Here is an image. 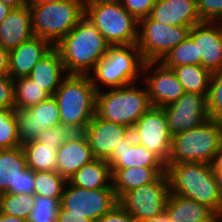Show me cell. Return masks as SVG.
Returning a JSON list of instances; mask_svg holds the SVG:
<instances>
[{"label":"cell","mask_w":222,"mask_h":222,"mask_svg":"<svg viewBox=\"0 0 222 222\" xmlns=\"http://www.w3.org/2000/svg\"><path fill=\"white\" fill-rule=\"evenodd\" d=\"M73 133L71 128L60 124L43 130L35 141L52 146L57 150Z\"/></svg>","instance_id":"8d00e7d4"},{"label":"cell","mask_w":222,"mask_h":222,"mask_svg":"<svg viewBox=\"0 0 222 222\" xmlns=\"http://www.w3.org/2000/svg\"><path fill=\"white\" fill-rule=\"evenodd\" d=\"M132 131L131 128L99 118L96 114L84 129L95 159L107 160L120 140Z\"/></svg>","instance_id":"ac0fdd59"},{"label":"cell","mask_w":222,"mask_h":222,"mask_svg":"<svg viewBox=\"0 0 222 222\" xmlns=\"http://www.w3.org/2000/svg\"><path fill=\"white\" fill-rule=\"evenodd\" d=\"M52 48L53 46L48 41L33 36L12 49L9 51V76L13 80L28 76L37 62Z\"/></svg>","instance_id":"7402d4cb"},{"label":"cell","mask_w":222,"mask_h":222,"mask_svg":"<svg viewBox=\"0 0 222 222\" xmlns=\"http://www.w3.org/2000/svg\"><path fill=\"white\" fill-rule=\"evenodd\" d=\"M0 222H27V220L0 212Z\"/></svg>","instance_id":"c3c4849f"},{"label":"cell","mask_w":222,"mask_h":222,"mask_svg":"<svg viewBox=\"0 0 222 222\" xmlns=\"http://www.w3.org/2000/svg\"><path fill=\"white\" fill-rule=\"evenodd\" d=\"M165 211L172 222H222L208 206L177 194H169Z\"/></svg>","instance_id":"cb8c5ba5"},{"label":"cell","mask_w":222,"mask_h":222,"mask_svg":"<svg viewBox=\"0 0 222 222\" xmlns=\"http://www.w3.org/2000/svg\"><path fill=\"white\" fill-rule=\"evenodd\" d=\"M119 2L139 21L150 15L156 0H119Z\"/></svg>","instance_id":"74e56055"},{"label":"cell","mask_w":222,"mask_h":222,"mask_svg":"<svg viewBox=\"0 0 222 222\" xmlns=\"http://www.w3.org/2000/svg\"><path fill=\"white\" fill-rule=\"evenodd\" d=\"M214 172H222V146L216 153L215 158L212 162Z\"/></svg>","instance_id":"ee69618b"},{"label":"cell","mask_w":222,"mask_h":222,"mask_svg":"<svg viewBox=\"0 0 222 222\" xmlns=\"http://www.w3.org/2000/svg\"><path fill=\"white\" fill-rule=\"evenodd\" d=\"M96 222H137V221L119 204H117L109 212H106Z\"/></svg>","instance_id":"60d3db41"},{"label":"cell","mask_w":222,"mask_h":222,"mask_svg":"<svg viewBox=\"0 0 222 222\" xmlns=\"http://www.w3.org/2000/svg\"><path fill=\"white\" fill-rule=\"evenodd\" d=\"M21 144L34 141L47 128L60 125V110L54 96L29 108L15 110Z\"/></svg>","instance_id":"2e32d148"},{"label":"cell","mask_w":222,"mask_h":222,"mask_svg":"<svg viewBox=\"0 0 222 222\" xmlns=\"http://www.w3.org/2000/svg\"><path fill=\"white\" fill-rule=\"evenodd\" d=\"M66 183L67 180L57 171H35V195L62 200Z\"/></svg>","instance_id":"4dcf8cb0"},{"label":"cell","mask_w":222,"mask_h":222,"mask_svg":"<svg viewBox=\"0 0 222 222\" xmlns=\"http://www.w3.org/2000/svg\"><path fill=\"white\" fill-rule=\"evenodd\" d=\"M67 75L60 54L53 47L37 62L28 77L50 96H53Z\"/></svg>","instance_id":"d4e9b609"},{"label":"cell","mask_w":222,"mask_h":222,"mask_svg":"<svg viewBox=\"0 0 222 222\" xmlns=\"http://www.w3.org/2000/svg\"><path fill=\"white\" fill-rule=\"evenodd\" d=\"M144 64L137 44L109 45L104 57L92 70L94 74L89 76L97 92L103 90L102 85L109 89L125 87L139 79Z\"/></svg>","instance_id":"277c9868"},{"label":"cell","mask_w":222,"mask_h":222,"mask_svg":"<svg viewBox=\"0 0 222 222\" xmlns=\"http://www.w3.org/2000/svg\"><path fill=\"white\" fill-rule=\"evenodd\" d=\"M117 204L118 199L113 188L84 189L73 186L68 181L61 200V206L68 210L69 214L85 215L94 221Z\"/></svg>","instance_id":"8fae6325"},{"label":"cell","mask_w":222,"mask_h":222,"mask_svg":"<svg viewBox=\"0 0 222 222\" xmlns=\"http://www.w3.org/2000/svg\"><path fill=\"white\" fill-rule=\"evenodd\" d=\"M109 44L85 16L54 47L67 74L89 75L104 57Z\"/></svg>","instance_id":"6da1fadb"},{"label":"cell","mask_w":222,"mask_h":222,"mask_svg":"<svg viewBox=\"0 0 222 222\" xmlns=\"http://www.w3.org/2000/svg\"><path fill=\"white\" fill-rule=\"evenodd\" d=\"M163 110L172 135L198 127L210 119L207 97L195 93L185 92Z\"/></svg>","instance_id":"5bb4252c"},{"label":"cell","mask_w":222,"mask_h":222,"mask_svg":"<svg viewBox=\"0 0 222 222\" xmlns=\"http://www.w3.org/2000/svg\"><path fill=\"white\" fill-rule=\"evenodd\" d=\"M61 200L34 195V205L27 222H55Z\"/></svg>","instance_id":"e575fe53"},{"label":"cell","mask_w":222,"mask_h":222,"mask_svg":"<svg viewBox=\"0 0 222 222\" xmlns=\"http://www.w3.org/2000/svg\"><path fill=\"white\" fill-rule=\"evenodd\" d=\"M112 187L117 199L139 186L155 182L166 173V167H128L111 169Z\"/></svg>","instance_id":"484cf974"},{"label":"cell","mask_w":222,"mask_h":222,"mask_svg":"<svg viewBox=\"0 0 222 222\" xmlns=\"http://www.w3.org/2000/svg\"><path fill=\"white\" fill-rule=\"evenodd\" d=\"M174 70L184 92L204 95L208 98L212 73L201 65L169 67Z\"/></svg>","instance_id":"83f0119b"},{"label":"cell","mask_w":222,"mask_h":222,"mask_svg":"<svg viewBox=\"0 0 222 222\" xmlns=\"http://www.w3.org/2000/svg\"><path fill=\"white\" fill-rule=\"evenodd\" d=\"M190 26H171L149 16L139 20L138 40L145 62L161 61L174 47L189 37ZM141 30V31H140Z\"/></svg>","instance_id":"9c48e42d"},{"label":"cell","mask_w":222,"mask_h":222,"mask_svg":"<svg viewBox=\"0 0 222 222\" xmlns=\"http://www.w3.org/2000/svg\"><path fill=\"white\" fill-rule=\"evenodd\" d=\"M34 205V195L27 193L0 194V212L27 220Z\"/></svg>","instance_id":"1f68e13d"},{"label":"cell","mask_w":222,"mask_h":222,"mask_svg":"<svg viewBox=\"0 0 222 222\" xmlns=\"http://www.w3.org/2000/svg\"><path fill=\"white\" fill-rule=\"evenodd\" d=\"M170 193L195 200L222 216V196L212 164L177 163L166 168Z\"/></svg>","instance_id":"7a4b0ae2"},{"label":"cell","mask_w":222,"mask_h":222,"mask_svg":"<svg viewBox=\"0 0 222 222\" xmlns=\"http://www.w3.org/2000/svg\"><path fill=\"white\" fill-rule=\"evenodd\" d=\"M34 35L53 47L85 16L81 0L29 3Z\"/></svg>","instance_id":"8992f818"},{"label":"cell","mask_w":222,"mask_h":222,"mask_svg":"<svg viewBox=\"0 0 222 222\" xmlns=\"http://www.w3.org/2000/svg\"><path fill=\"white\" fill-rule=\"evenodd\" d=\"M161 62L167 67L198 65L197 45L190 37H187L178 46L174 47Z\"/></svg>","instance_id":"d6a6232c"},{"label":"cell","mask_w":222,"mask_h":222,"mask_svg":"<svg viewBox=\"0 0 222 222\" xmlns=\"http://www.w3.org/2000/svg\"><path fill=\"white\" fill-rule=\"evenodd\" d=\"M213 22H218L220 25H222V13Z\"/></svg>","instance_id":"f5cc1de1"},{"label":"cell","mask_w":222,"mask_h":222,"mask_svg":"<svg viewBox=\"0 0 222 222\" xmlns=\"http://www.w3.org/2000/svg\"><path fill=\"white\" fill-rule=\"evenodd\" d=\"M11 8H20L29 5V0H0Z\"/></svg>","instance_id":"f6af8a7d"},{"label":"cell","mask_w":222,"mask_h":222,"mask_svg":"<svg viewBox=\"0 0 222 222\" xmlns=\"http://www.w3.org/2000/svg\"><path fill=\"white\" fill-rule=\"evenodd\" d=\"M111 169L128 167H165V164L145 146L135 141L133 131L124 137L106 160Z\"/></svg>","instance_id":"ffe728a7"},{"label":"cell","mask_w":222,"mask_h":222,"mask_svg":"<svg viewBox=\"0 0 222 222\" xmlns=\"http://www.w3.org/2000/svg\"><path fill=\"white\" fill-rule=\"evenodd\" d=\"M67 181L73 186L84 189L113 188L110 165L103 159H94L82 166Z\"/></svg>","instance_id":"4316f807"},{"label":"cell","mask_w":222,"mask_h":222,"mask_svg":"<svg viewBox=\"0 0 222 222\" xmlns=\"http://www.w3.org/2000/svg\"><path fill=\"white\" fill-rule=\"evenodd\" d=\"M152 107L147 89L132 84L104 89L96 93L95 114L104 120L133 128L142 115Z\"/></svg>","instance_id":"52a82bcc"},{"label":"cell","mask_w":222,"mask_h":222,"mask_svg":"<svg viewBox=\"0 0 222 222\" xmlns=\"http://www.w3.org/2000/svg\"><path fill=\"white\" fill-rule=\"evenodd\" d=\"M50 95L28 76L14 79L15 110H22L38 104Z\"/></svg>","instance_id":"f546056e"},{"label":"cell","mask_w":222,"mask_h":222,"mask_svg":"<svg viewBox=\"0 0 222 222\" xmlns=\"http://www.w3.org/2000/svg\"><path fill=\"white\" fill-rule=\"evenodd\" d=\"M57 222H96L86 218L85 215L69 214V211L60 206L57 214Z\"/></svg>","instance_id":"b9f144b4"},{"label":"cell","mask_w":222,"mask_h":222,"mask_svg":"<svg viewBox=\"0 0 222 222\" xmlns=\"http://www.w3.org/2000/svg\"><path fill=\"white\" fill-rule=\"evenodd\" d=\"M222 146V123L208 119L198 127L173 135L165 167L177 163L212 164Z\"/></svg>","instance_id":"5b68a950"},{"label":"cell","mask_w":222,"mask_h":222,"mask_svg":"<svg viewBox=\"0 0 222 222\" xmlns=\"http://www.w3.org/2000/svg\"><path fill=\"white\" fill-rule=\"evenodd\" d=\"M12 9L13 8L0 1V23L7 17Z\"/></svg>","instance_id":"681fc988"},{"label":"cell","mask_w":222,"mask_h":222,"mask_svg":"<svg viewBox=\"0 0 222 222\" xmlns=\"http://www.w3.org/2000/svg\"><path fill=\"white\" fill-rule=\"evenodd\" d=\"M84 10L89 7L96 4H104V3H113V2H119V0H81Z\"/></svg>","instance_id":"7dc6e473"},{"label":"cell","mask_w":222,"mask_h":222,"mask_svg":"<svg viewBox=\"0 0 222 222\" xmlns=\"http://www.w3.org/2000/svg\"><path fill=\"white\" fill-rule=\"evenodd\" d=\"M88 140L83 132H74L57 149V172L68 180L82 166L94 160Z\"/></svg>","instance_id":"d6986e66"},{"label":"cell","mask_w":222,"mask_h":222,"mask_svg":"<svg viewBox=\"0 0 222 222\" xmlns=\"http://www.w3.org/2000/svg\"><path fill=\"white\" fill-rule=\"evenodd\" d=\"M207 101L210 118L222 123V70L211 75Z\"/></svg>","instance_id":"d590c367"},{"label":"cell","mask_w":222,"mask_h":222,"mask_svg":"<svg viewBox=\"0 0 222 222\" xmlns=\"http://www.w3.org/2000/svg\"><path fill=\"white\" fill-rule=\"evenodd\" d=\"M96 93L89 75L68 74L53 95L61 124L83 132L95 115Z\"/></svg>","instance_id":"3957f363"},{"label":"cell","mask_w":222,"mask_h":222,"mask_svg":"<svg viewBox=\"0 0 222 222\" xmlns=\"http://www.w3.org/2000/svg\"><path fill=\"white\" fill-rule=\"evenodd\" d=\"M9 51L0 45V77L9 75Z\"/></svg>","instance_id":"7bdbcfd3"},{"label":"cell","mask_w":222,"mask_h":222,"mask_svg":"<svg viewBox=\"0 0 222 222\" xmlns=\"http://www.w3.org/2000/svg\"><path fill=\"white\" fill-rule=\"evenodd\" d=\"M197 10L202 21L213 22L222 13V0H197Z\"/></svg>","instance_id":"f35d334b"},{"label":"cell","mask_w":222,"mask_h":222,"mask_svg":"<svg viewBox=\"0 0 222 222\" xmlns=\"http://www.w3.org/2000/svg\"><path fill=\"white\" fill-rule=\"evenodd\" d=\"M34 35L31 12L28 6L13 8L0 23V45L11 51Z\"/></svg>","instance_id":"603a6c76"},{"label":"cell","mask_w":222,"mask_h":222,"mask_svg":"<svg viewBox=\"0 0 222 222\" xmlns=\"http://www.w3.org/2000/svg\"><path fill=\"white\" fill-rule=\"evenodd\" d=\"M15 108L0 110V149L21 146Z\"/></svg>","instance_id":"836d02e7"},{"label":"cell","mask_w":222,"mask_h":222,"mask_svg":"<svg viewBox=\"0 0 222 222\" xmlns=\"http://www.w3.org/2000/svg\"><path fill=\"white\" fill-rule=\"evenodd\" d=\"M35 171L29 169L21 146L0 149V194L35 195Z\"/></svg>","instance_id":"4fadbf2b"},{"label":"cell","mask_w":222,"mask_h":222,"mask_svg":"<svg viewBox=\"0 0 222 222\" xmlns=\"http://www.w3.org/2000/svg\"><path fill=\"white\" fill-rule=\"evenodd\" d=\"M15 108L14 80L9 76L0 77V110Z\"/></svg>","instance_id":"ab89813d"},{"label":"cell","mask_w":222,"mask_h":222,"mask_svg":"<svg viewBox=\"0 0 222 222\" xmlns=\"http://www.w3.org/2000/svg\"><path fill=\"white\" fill-rule=\"evenodd\" d=\"M153 67L155 70H151ZM149 70L153 73L145 74L143 84L152 106L163 108L177 101L185 93L172 68L165 66L161 61H149L144 64L142 75Z\"/></svg>","instance_id":"9a60e30c"},{"label":"cell","mask_w":222,"mask_h":222,"mask_svg":"<svg viewBox=\"0 0 222 222\" xmlns=\"http://www.w3.org/2000/svg\"><path fill=\"white\" fill-rule=\"evenodd\" d=\"M149 17L171 26H190L203 22L197 0H156Z\"/></svg>","instance_id":"44dd1931"},{"label":"cell","mask_w":222,"mask_h":222,"mask_svg":"<svg viewBox=\"0 0 222 222\" xmlns=\"http://www.w3.org/2000/svg\"><path fill=\"white\" fill-rule=\"evenodd\" d=\"M169 194V178L165 173L155 182L139 186L123 194L118 199V204L137 222H142L165 211Z\"/></svg>","instance_id":"30bf717a"},{"label":"cell","mask_w":222,"mask_h":222,"mask_svg":"<svg viewBox=\"0 0 222 222\" xmlns=\"http://www.w3.org/2000/svg\"><path fill=\"white\" fill-rule=\"evenodd\" d=\"M60 0H29V3H51V2H57Z\"/></svg>","instance_id":"816d5d0a"},{"label":"cell","mask_w":222,"mask_h":222,"mask_svg":"<svg viewBox=\"0 0 222 222\" xmlns=\"http://www.w3.org/2000/svg\"><path fill=\"white\" fill-rule=\"evenodd\" d=\"M132 131L135 141L145 146L166 165L173 135L169 132L163 108L152 106L135 123Z\"/></svg>","instance_id":"7c38bea8"},{"label":"cell","mask_w":222,"mask_h":222,"mask_svg":"<svg viewBox=\"0 0 222 222\" xmlns=\"http://www.w3.org/2000/svg\"><path fill=\"white\" fill-rule=\"evenodd\" d=\"M189 37L198 50V65L211 73L222 70V25L203 21L191 27Z\"/></svg>","instance_id":"e0dca14e"},{"label":"cell","mask_w":222,"mask_h":222,"mask_svg":"<svg viewBox=\"0 0 222 222\" xmlns=\"http://www.w3.org/2000/svg\"><path fill=\"white\" fill-rule=\"evenodd\" d=\"M218 184L219 192L222 196V172H214Z\"/></svg>","instance_id":"f907efd6"},{"label":"cell","mask_w":222,"mask_h":222,"mask_svg":"<svg viewBox=\"0 0 222 222\" xmlns=\"http://www.w3.org/2000/svg\"><path fill=\"white\" fill-rule=\"evenodd\" d=\"M21 148L29 169L33 171H57V150L54 147L34 140L23 143Z\"/></svg>","instance_id":"f1b7e54d"},{"label":"cell","mask_w":222,"mask_h":222,"mask_svg":"<svg viewBox=\"0 0 222 222\" xmlns=\"http://www.w3.org/2000/svg\"><path fill=\"white\" fill-rule=\"evenodd\" d=\"M85 17L109 45L137 44L139 21L120 2L89 6L85 9Z\"/></svg>","instance_id":"ba28073f"},{"label":"cell","mask_w":222,"mask_h":222,"mask_svg":"<svg viewBox=\"0 0 222 222\" xmlns=\"http://www.w3.org/2000/svg\"><path fill=\"white\" fill-rule=\"evenodd\" d=\"M142 222H172L166 211L162 214L157 215L156 217L148 218Z\"/></svg>","instance_id":"bcb514c9"}]
</instances>
